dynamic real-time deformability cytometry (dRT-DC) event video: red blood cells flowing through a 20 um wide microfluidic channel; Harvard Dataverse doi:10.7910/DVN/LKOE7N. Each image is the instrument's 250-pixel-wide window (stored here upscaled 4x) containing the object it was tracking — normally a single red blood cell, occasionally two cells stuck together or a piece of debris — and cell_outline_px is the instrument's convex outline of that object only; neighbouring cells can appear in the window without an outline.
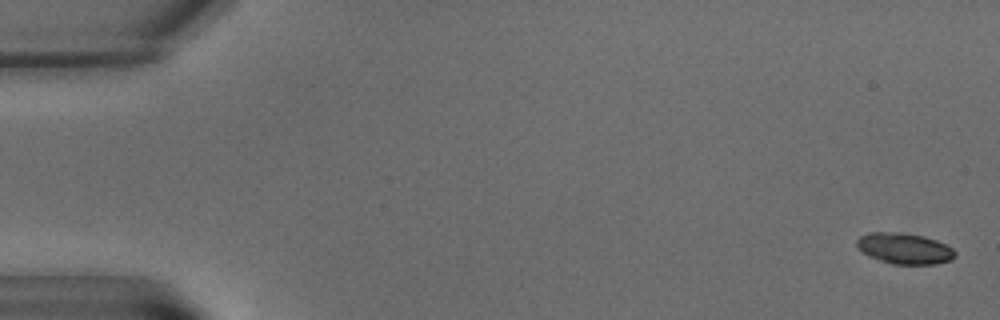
{"species": "common noctule bat (a hibernating species)", "species_latin": "Nyctalus noctula", "temperature_condition": "warm", "stored_images_in_passage": 7, "camera_frame_rate_fps": 3000, "um_per_image_px": 0.085, "animal": {"sex": "male", "body_mass_g": 15.6}, "frame": {"image": 1, "passage_image": 1, "time_ms": 0.0, "image_size_px": [1000, 320], "cell_outline_px": [[956, 256], [952, 260], [936, 264], [892, 264], [868, 256], [856, 248], [856, 240], [860, 236], [868, 232], [904, 232], [924, 236], [936, 240], [952, 248], [956, 252]], "centroid_in_image_um": [76.86, 21.11], "position_along_channel_um": 8.1, "area_um2": 17.98}}
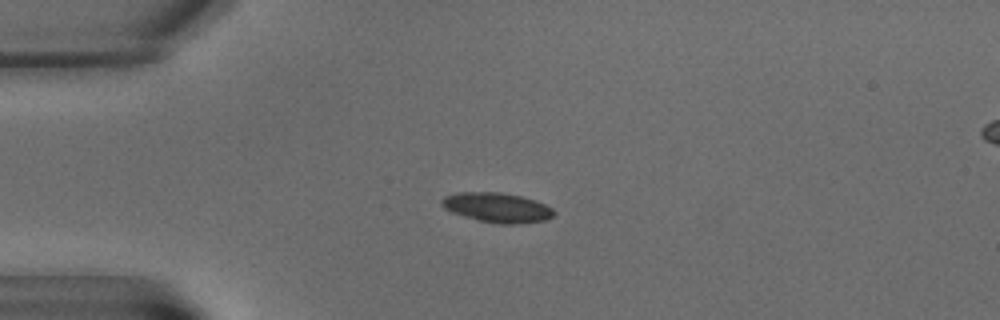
{"frame": {"image": 2, "passage_image": 5, "time_ms": 5.667, "image_size_px": [1000, 320], "cell_outline_px": [[556, 212], [552, 216], [544, 220], [516, 224], [500, 224], [480, 220], [452, 212], [444, 208], [440, 204], [440, 200], [444, 196], [456, 192], [500, 192], [520, 196], [536, 200], [552, 208]], "centroid_in_image_um": [42.23, 17.63], "position_along_channel_um": 42.8, "area_um2": 19.31}}